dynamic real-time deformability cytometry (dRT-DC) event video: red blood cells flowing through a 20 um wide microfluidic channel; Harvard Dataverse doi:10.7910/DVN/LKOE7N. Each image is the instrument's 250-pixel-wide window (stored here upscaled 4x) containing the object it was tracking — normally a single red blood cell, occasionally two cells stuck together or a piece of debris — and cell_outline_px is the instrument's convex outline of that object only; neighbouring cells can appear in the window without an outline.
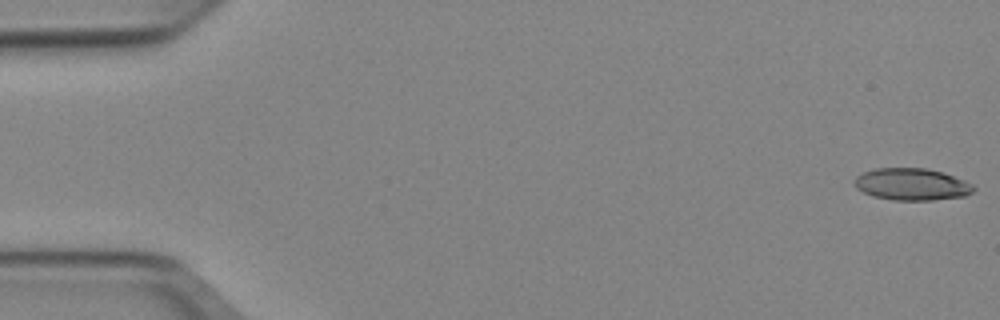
{"species": "Egyptian fruit bat (a non-hibernating species)", "species_latin": "Rousettus aegyptiacus", "temperature_condition": "cold", "stored_images_in_passage": 51, "camera_frame_rate_fps": 3000, "um_per_image_px": 0.085, "animal": {"sex": "female"}, "frame": {"image": 1, "passage_image": 1, "time_ms": 0.0, "image_size_px": [1000, 320], "cell_outline_px": [[976, 188], [972, 192], [964, 196], [932, 200], [892, 200], [872, 196], [856, 188], [852, 184], [856, 176], [864, 172], [876, 168], [924, 168], [944, 172], [964, 180], [972, 184]], "centroid_in_image_um": [77.48, 15.66], "position_along_channel_um": 7.5, "area_um2": 22.31}}
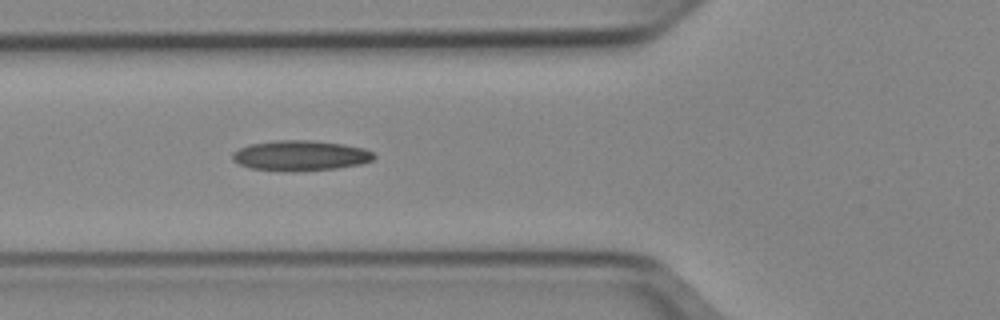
{"frame": {"image": 2, "passage_image": 19, "time_ms": 6.0, "image_size_px": [1000, 320], "cell_outline_px": [[376, 156], [372, 160], [360, 164], [336, 168], [296, 172], [284, 172], [248, 168], [232, 160], [232, 152], [248, 144], [276, 140], [312, 140], [344, 144], [364, 148], [372, 152]], "centroid_in_image_um": [25.5, 13.23], "position_along_channel_um": 100.3, "area_um2": 25.32}}
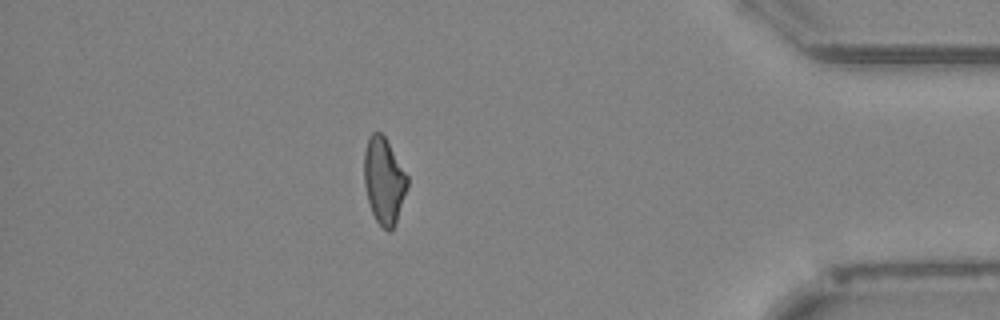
{"frame": {"image": 3, "passage_image": 45, "time_ms": 14.667, "image_size_px": [1000, 320], "cell_outline_px": [[408, 188], [396, 224], [392, 232], [388, 232], [376, 220], [372, 212], [368, 200], [364, 184], [364, 152], [368, 136], [372, 132], [380, 132], [384, 136], [408, 176]], "centroid_in_image_um": [32.64, 15.38], "position_along_channel_um": 402.6, "area_um2": 21.91}, "authors_computed_cell_mechanics": {"area_um2": 22.831, "velocity_mm_per_s": 3.9656, "shape_relaxation_time_tau1_ms": null, "shape_relaxation_time_tau2_ms": 3.0482, "deformation_change_tau1": null, "deformation_change_tau2": 0.1096}}